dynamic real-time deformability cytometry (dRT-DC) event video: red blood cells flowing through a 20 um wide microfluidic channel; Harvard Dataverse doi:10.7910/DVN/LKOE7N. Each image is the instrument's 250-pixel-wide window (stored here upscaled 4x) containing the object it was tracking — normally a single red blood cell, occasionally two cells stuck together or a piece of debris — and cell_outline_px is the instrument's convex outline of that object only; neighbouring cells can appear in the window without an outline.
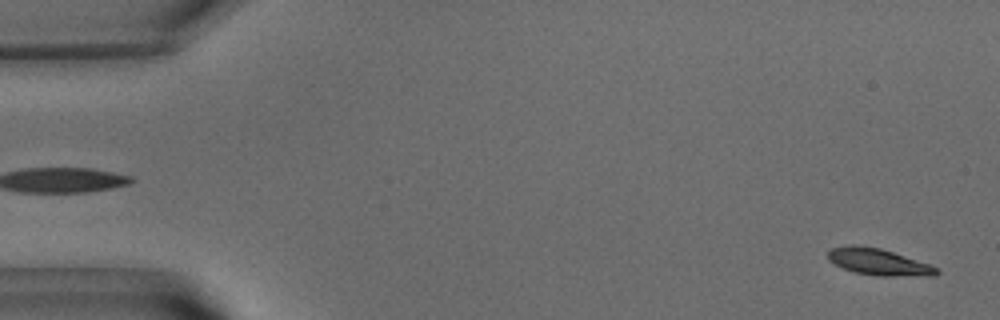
{"species": "common noctule bat (a hibernating species)", "species_latin": "Nyctalus noctula", "temperature_condition": "warm", "stored_images_in_passage": 52, "camera_frame_rate_fps": 3000, "um_per_image_px": 0.085, "animal": {"sex": "male", "body_mass_g": 15.6}, "frame": {"image": 1, "passage_image": 2, "time_ms": 0.333, "image_size_px": [1000, 320], "cell_outline_px": [[936, 272], [864, 272], [852, 268], [836, 260], [848, 248], [872, 248], [888, 252], [932, 268]], "centroid_in_image_um": [74.76, 22.24], "position_along_channel_um": 10.2, "area_um2": 11.04}}
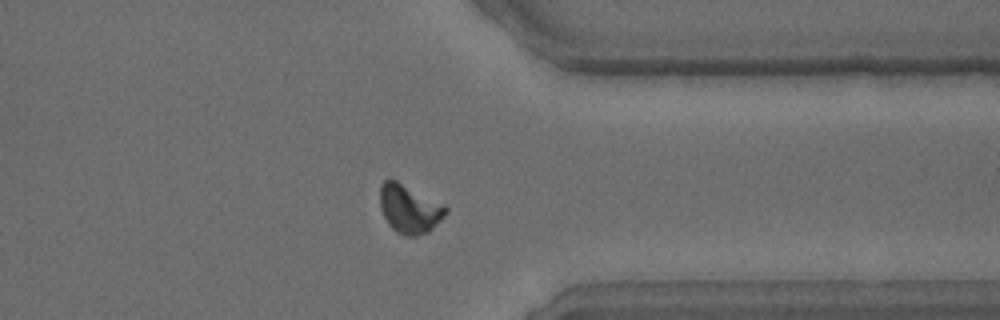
{"frame": {"image": 2, "passage_image": 41, "time_ms": 13.333, "image_size_px": [1000, 320], "cell_outline_px": [[444, 212], [428, 228], [424, 228], [396, 224], [388, 216], [384, 208], [384, 184], [396, 184], [444, 208]], "centroid_in_image_um": [34.83, 17.64], "position_along_channel_um": 376.6, "area_um2": 12.66}}
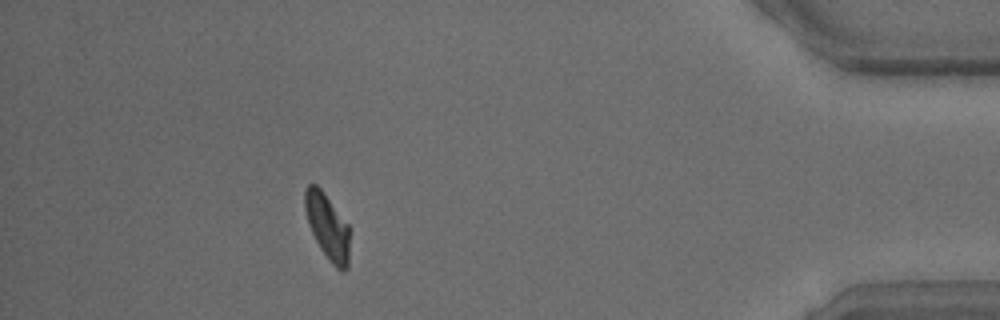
{"frame": {"image": 3, "passage_image": 47, "time_ms": 15.333, "image_size_px": [1000, 320], "cell_outline_px": [[348, 236], [344, 264], [340, 264], [324, 248], [312, 224], [308, 212], [308, 188], [316, 188], [324, 196], [348, 228]], "centroid_in_image_um": [27.87, 19.15], "position_along_channel_um": 407.3, "area_um2": 12.48}}